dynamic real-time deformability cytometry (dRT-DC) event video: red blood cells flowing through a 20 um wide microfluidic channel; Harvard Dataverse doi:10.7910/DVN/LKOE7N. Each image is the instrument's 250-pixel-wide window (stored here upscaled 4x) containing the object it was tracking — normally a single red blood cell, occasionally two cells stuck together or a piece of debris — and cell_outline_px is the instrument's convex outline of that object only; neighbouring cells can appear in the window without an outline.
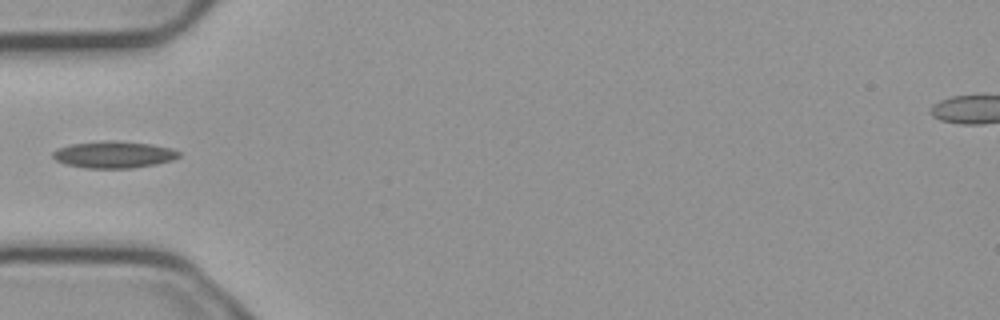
{"species": "common noctule bat (a hibernating species)", "species_latin": "Nyctalus noctula", "temperature_condition": "cold", "stored_images_in_passage": 5, "camera_frame_rate_fps": 3000, "um_per_image_px": 0.085, "animal": {"sex": "male", "body_mass_g": 23.1, "forearm_length_mm": 52.7}, "frame": {"image": 1, "passage_image": 4, "time_ms": 1.0, "image_size_px": [1000, 320], "cell_outline_px": [[180, 156], [172, 160], [156, 164], [132, 168], [84, 168], [64, 164], [56, 160], [52, 156], [52, 152], [56, 148], [72, 144], [104, 140], [120, 140], [152, 144], [172, 148], [180, 152]], "centroid_in_image_um": [9.66, 13.13], "position_along_channel_um": 75.3, "area_um2": 20.0}}
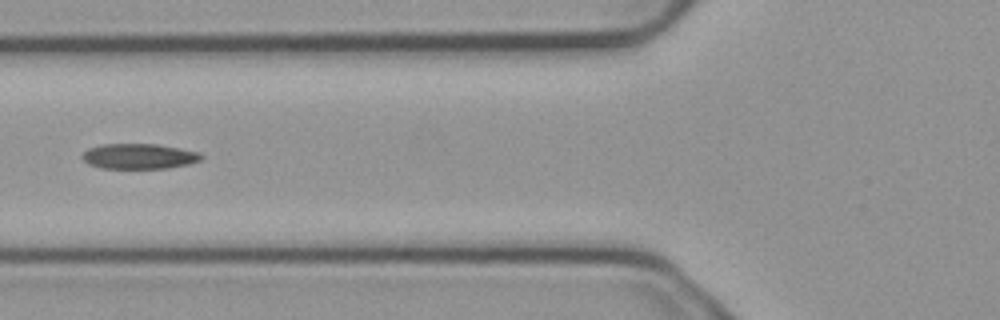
{"frame": {"image": 2, "passage_image": 5, "time_ms": 1.333, "image_size_px": [1000, 320], "cell_outline_px": [[204, 156], [200, 160], [188, 164], [168, 168], [100, 168], [88, 164], [80, 156], [88, 148], [104, 144], [156, 144], [200, 152]], "centroid_in_image_um": [11.81, 13.28], "position_along_channel_um": 114.0, "area_um2": 17.51}}